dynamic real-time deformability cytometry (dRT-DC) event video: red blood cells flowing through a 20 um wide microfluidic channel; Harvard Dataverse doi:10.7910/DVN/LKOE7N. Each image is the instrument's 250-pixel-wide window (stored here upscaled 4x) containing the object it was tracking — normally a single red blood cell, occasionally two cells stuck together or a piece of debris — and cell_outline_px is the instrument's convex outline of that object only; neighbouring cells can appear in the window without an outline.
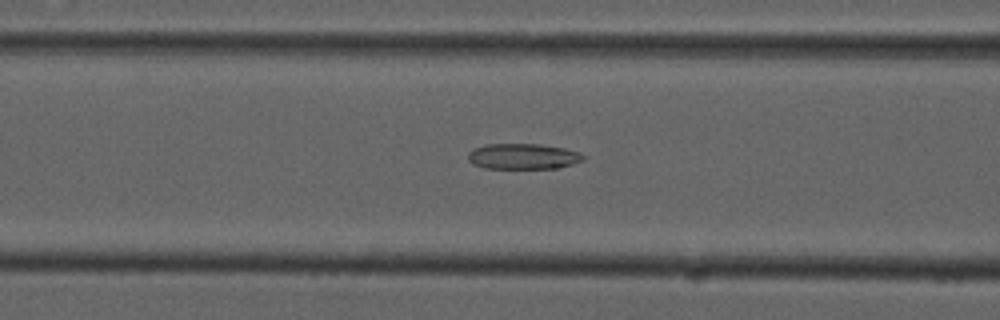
{"species": "common noctule bat (a hibernating species)", "species_latin": "Nyctalus noctula", "temperature_condition": "cold", "stored_images_in_passage": 55, "camera_frame_rate_fps": 3000, "um_per_image_px": 0.085, "animal": {"sex": "male", "forearm_length_mm": 52.5}, "frame": {"image": 1, "passage_image": 22, "time_ms": 7.0, "image_size_px": [1000, 320], "cell_outline_px": [[588, 156], [584, 160], [572, 164], [556, 168], [484, 168], [472, 164], [468, 160], [468, 152], [472, 148], [488, 144], [540, 144], [564, 148], [580, 152]], "centroid_in_image_um": [44.47, 13.29], "position_along_channel_um": 122.1, "area_um2": 17.4}}
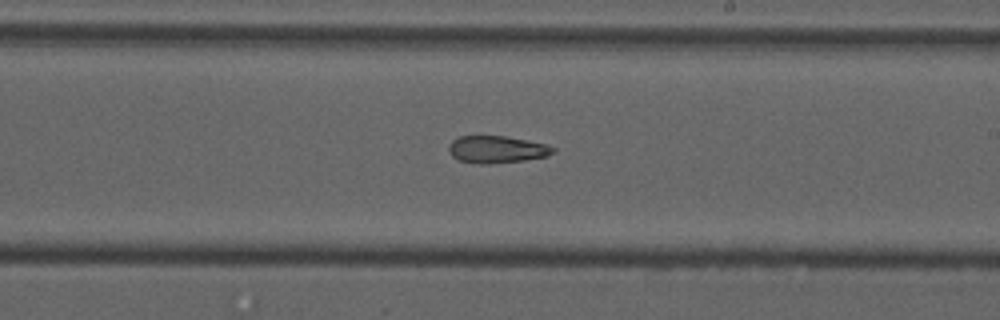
{"frame": {"image": 2, "passage_image": 32, "time_ms": 10.333, "image_size_px": [1000, 320], "cell_outline_px": [[556, 148], [548, 156], [524, 160], [488, 164], [480, 164], [460, 160], [452, 156], [448, 148], [452, 140], [460, 136], [504, 136], [544, 144]], "centroid_in_image_um": [42.2, 12.7], "position_along_channel_um": 246.8, "area_um2": 16.24}}
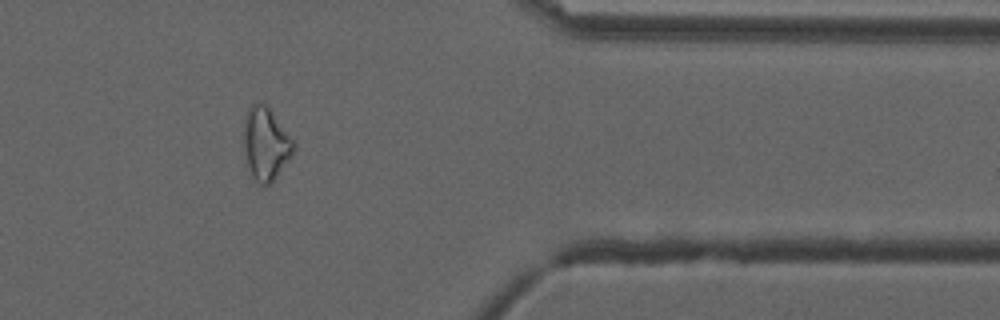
{"frame": {"image": 3, "passage_image": 45, "time_ms": 14.667, "image_size_px": [1000, 320], "cell_outline_px": [[296, 148], [292, 156], [276, 176], [264, 188], [256, 180], [248, 164], [244, 152], [244, 116], [248, 108], [252, 104], [264, 100], [296, 144]], "centroid_in_image_um": [22.6, 12.16], "position_along_channel_um": 388.8, "area_um2": 21.15}, "authors_computed_cell_mechanics": {"area_um2": 19.9988, "velocity_mm_per_s": 3.7483, "shape_relaxation_time_tau1_ms": null, "shape_relaxation_time_tau2_ms": 4.8093, "deformation_change_tau1": null, "deformation_change_tau2": 0.1245}}